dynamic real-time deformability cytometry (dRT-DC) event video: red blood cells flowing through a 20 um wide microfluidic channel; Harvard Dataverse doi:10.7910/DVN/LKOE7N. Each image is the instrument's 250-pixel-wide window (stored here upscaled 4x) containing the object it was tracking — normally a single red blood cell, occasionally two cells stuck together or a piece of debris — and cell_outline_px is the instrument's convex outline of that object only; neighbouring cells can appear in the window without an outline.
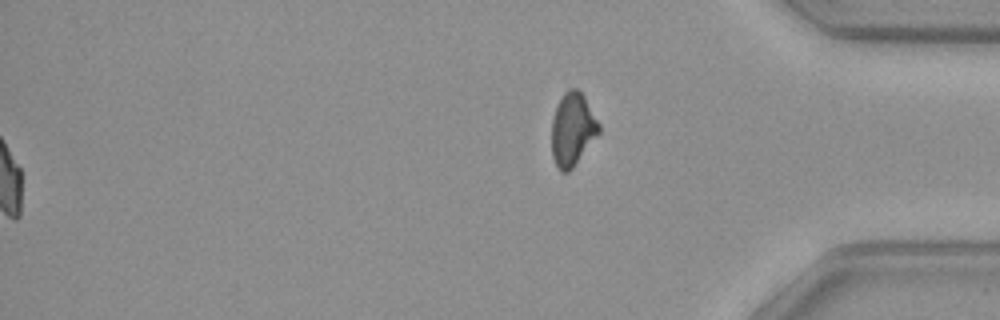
{"species": "common noctule bat (a hibernating species)", "species_latin": "Nyctalus noctula", "temperature_condition": "warm", "stored_images_in_passage": 50, "segment_of_instrument_passage": [2, 2], "camera_frame_rate_fps": 3000, "um_per_image_px": 0.085, "animal": {"sex": "female", "body_mass_g": 29.2, "forearm_length_mm": 56.3}, "frame": {"image": 1, "passage_image": 50, "time_ms": 16.333, "image_size_px": [1000, 320], "cell_outline_px": [[600, 132], [572, 168], [568, 172], [560, 172], [552, 156], [552, 116], [556, 104], [564, 92], [568, 88], [576, 88], [584, 96], [600, 124]], "centroid_in_image_um": [48.65, 10.97], "position_along_channel_um": 386.5, "area_um2": 20.11}}